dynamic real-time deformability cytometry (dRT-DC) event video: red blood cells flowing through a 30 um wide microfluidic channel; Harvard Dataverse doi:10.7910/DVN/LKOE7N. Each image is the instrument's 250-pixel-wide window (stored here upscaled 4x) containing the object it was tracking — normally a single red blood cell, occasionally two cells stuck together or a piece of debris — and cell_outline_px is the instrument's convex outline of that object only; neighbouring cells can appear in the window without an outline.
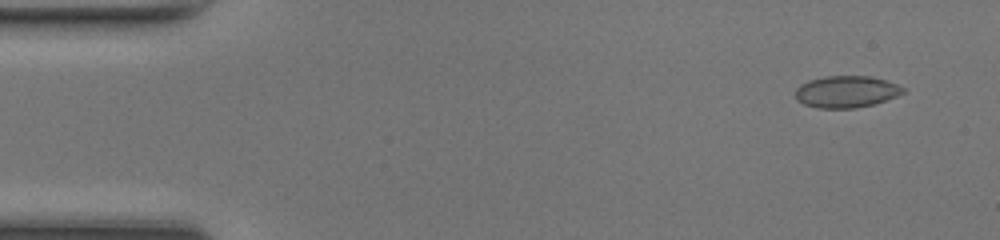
{"species": "common noctule bat (a hibernating species)", "species_latin": "Nyctalus noctula", "temperature_condition": "room temperature", "stored_images_in_passage": 48, "camera_frame_rate_fps": 3000, "um_per_image_px": 0.085, "animal": {"sex": "female", "body_mass_g": 17.0, "forearm_length_mm": 48.0}, "frame": {"image": 1, "passage_image": 3, "time_ms": 0.667, "image_size_px": [1000, 240], "cell_outline_px": [[904, 92], [896, 96], [872, 104], [856, 108], [820, 108], [804, 104], [796, 100], [796, 88], [800, 84], [808, 80], [824, 76], [872, 76], [896, 84], [904, 88]], "centroid_in_image_um": [71.89, 7.79], "position_along_channel_um": 13.1, "area_um2": 19.83}}
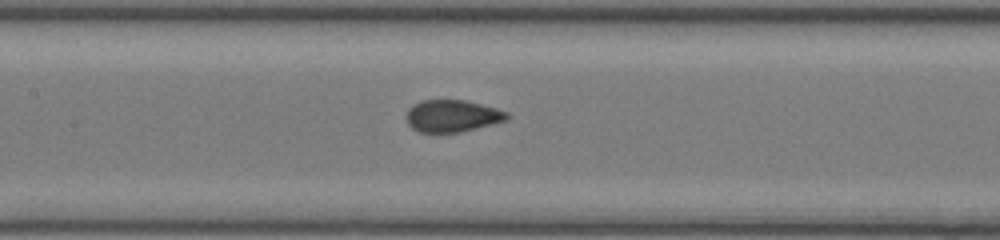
{"frame": {"image": 2, "passage_image": 22, "time_ms": 7.0, "image_size_px": [1000, 240], "cell_outline_px": [[508, 120], [460, 132], [420, 132], [412, 128], [408, 124], [408, 108], [412, 104], [420, 100], [464, 100], [496, 108], [508, 112]], "centroid_in_image_um": [38.44, 9.85], "position_along_channel_um": 169.0, "area_um2": 18.67}}
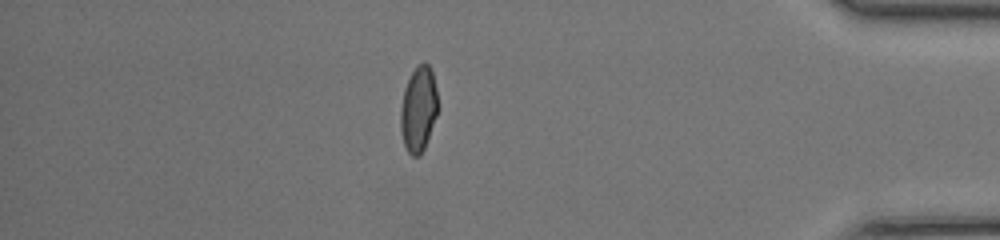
{"frame": {"image": 3, "passage_image": 41, "time_ms": 13.333, "image_size_px": [1000, 240], "cell_outline_px": [[440, 108], [424, 148], [420, 156], [412, 156], [408, 152], [404, 144], [400, 128], [400, 108], [404, 88], [416, 64], [424, 60], [432, 68]], "centroid_in_image_um": [35.59, 9.22], "position_along_channel_um": 399.6, "area_um2": 19.07}, "authors_computed_cell_mechanics": {"area_um2": 18.9873, "velocity_mm_per_s": 4.3145, "shape_relaxation_time_tau1_ms": 4.2304, "shape_relaxation_time_tau2_ms": null, "deformation_change_tau1": 0.1611, "deformation_change_tau2": null}}